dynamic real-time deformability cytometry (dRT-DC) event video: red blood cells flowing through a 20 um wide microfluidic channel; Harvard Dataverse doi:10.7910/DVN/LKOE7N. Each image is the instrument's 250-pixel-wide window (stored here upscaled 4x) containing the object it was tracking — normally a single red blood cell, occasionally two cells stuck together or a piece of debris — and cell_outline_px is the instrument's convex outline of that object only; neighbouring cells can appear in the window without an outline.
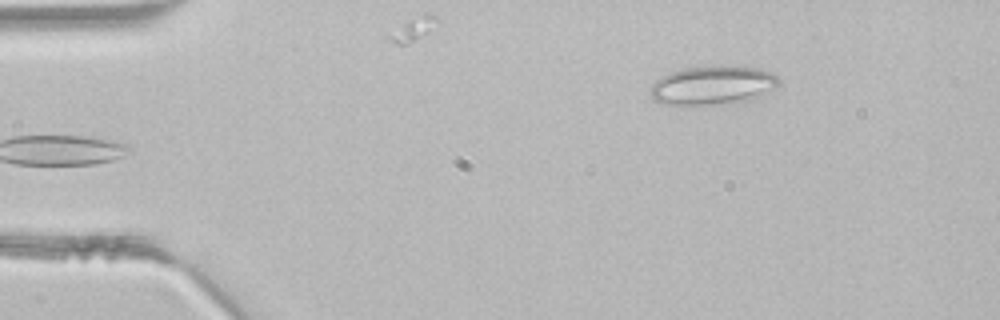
{"species": "common noctule bat (a hibernating species)", "species_latin": "Nyctalus noctula", "temperature_condition": "room temperature", "stored_images_in_passage": 2, "camera_frame_rate_fps": 3000, "um_per_image_px": 0.085, "animal": {"sex": "male", "body_mass_g": 21.5, "forearm_length_mm": 52.0}, "frame": {"image": 1, "passage_image": 2, "time_ms": 0.333, "image_size_px": [1000, 320], "cell_outline_px": [[780, 80], [776, 84], [756, 96], [748, 100], [708, 104], [664, 104], [656, 100], [648, 92], [652, 84], [656, 80], [668, 72], [684, 68], [716, 64], [744, 64], [768, 72], [776, 76]], "centroid_in_image_um": [60.5, 7.18], "position_along_channel_um": 24.5, "area_um2": 28.9}}